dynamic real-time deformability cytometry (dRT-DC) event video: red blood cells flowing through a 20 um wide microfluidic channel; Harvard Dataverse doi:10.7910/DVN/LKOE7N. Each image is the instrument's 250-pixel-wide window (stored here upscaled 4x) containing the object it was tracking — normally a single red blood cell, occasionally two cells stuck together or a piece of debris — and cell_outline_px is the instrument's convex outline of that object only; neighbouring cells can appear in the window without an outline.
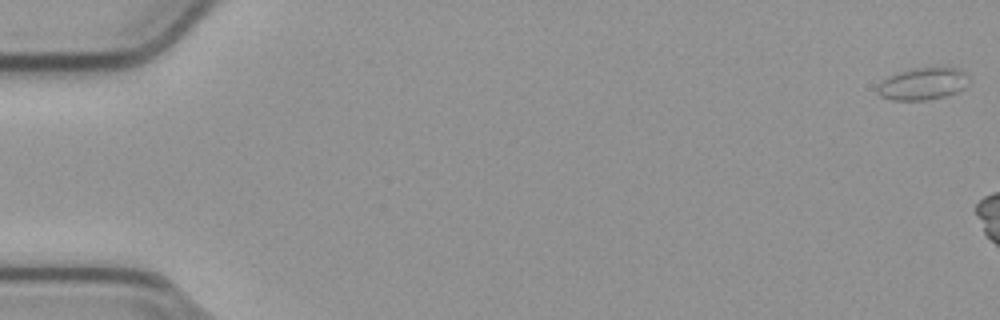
{"species": "common noctule bat (a hibernating species)", "species_latin": "Nyctalus noctula", "temperature_condition": "cold", "stored_images_in_passage": 11, "camera_frame_rate_fps": 3000, "um_per_image_px": 0.085, "animal": {"sex": "male", "body_mass_g": 23.1, "forearm_length_mm": 52.7}, "frame": {"image": 1, "passage_image": 1, "time_ms": 0.0, "image_size_px": [1000, 320], "cell_outline_px": [[968, 84], [964, 88], [956, 92], [944, 96], [924, 100], [896, 100], [880, 96], [876, 92], [876, 88], [888, 76], [900, 72], [916, 68], [956, 68], [964, 72]], "centroid_in_image_um": [78.41, 7.13], "position_along_channel_um": 6.6, "area_um2": 16.7}}